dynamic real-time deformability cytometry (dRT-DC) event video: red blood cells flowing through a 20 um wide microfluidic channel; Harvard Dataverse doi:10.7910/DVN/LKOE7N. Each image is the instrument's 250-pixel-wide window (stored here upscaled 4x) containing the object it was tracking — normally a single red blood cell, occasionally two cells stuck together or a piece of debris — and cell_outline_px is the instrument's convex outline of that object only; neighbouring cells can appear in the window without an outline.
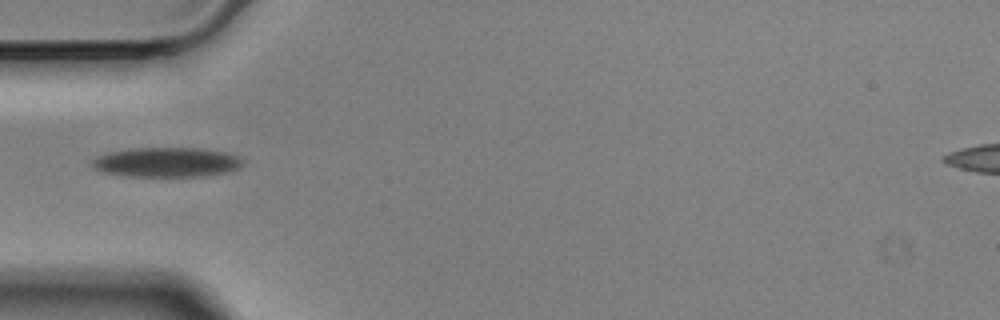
{"species": "Egyptian fruit bat (a non-hibernating species)", "species_latin": "Rousettus aegyptiacus", "temperature_condition": "cold", "stored_images_in_passage": 32, "camera_frame_rate_fps": 3000, "um_per_image_px": 0.085, "animal": {"sex": "male"}, "frame": {"image": 1, "passage_image": 1, "time_ms": 0.0, "image_size_px": [1000, 320], "cell_outline_px": [[244, 164], [240, 168], [228, 172], [204, 176], [128, 176], [104, 172], [96, 168], [92, 164], [92, 160], [96, 156], [108, 152], [132, 148], [200, 148], [224, 152], [240, 156], [244, 160]], "centroid_in_image_um": [14.22, 13.78], "position_along_channel_um": 70.8, "area_um2": 26.13}}
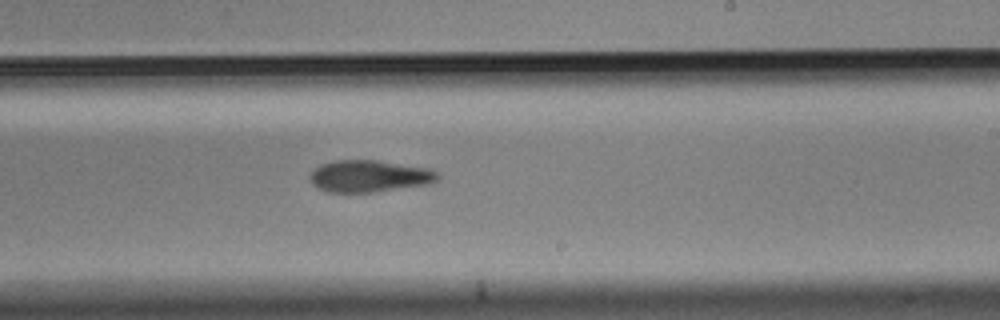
{"frame": {"image": 2, "passage_image": 17, "time_ms": 5.333, "image_size_px": [1000, 320], "cell_outline_px": [[440, 176], [432, 184], [372, 192], [328, 192], [316, 188], [312, 184], [308, 176], [320, 164], [336, 160], [380, 160], [432, 168], [440, 172]], "centroid_in_image_um": [31.44, 14.96], "position_along_channel_um": 257.6, "area_um2": 24.22}}
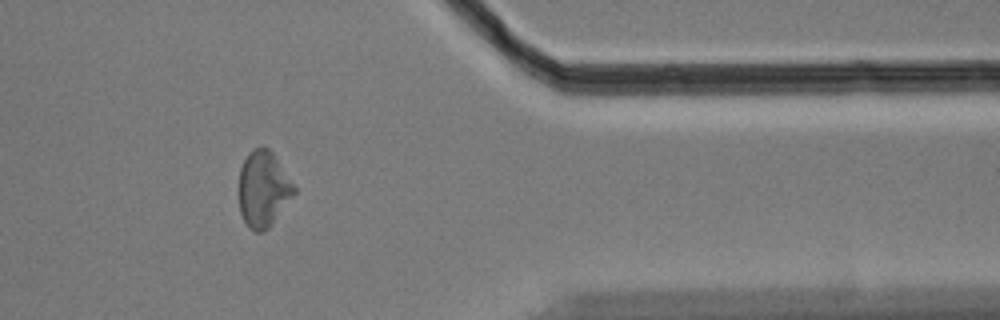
{"frame": {"image": 3, "passage_image": 30, "time_ms": 9.667, "image_size_px": [1000, 320], "cell_outline_px": [[296, 192], [268, 228], [264, 232], [256, 232], [248, 228], [240, 212], [236, 192], [240, 168], [248, 152], [252, 148], [268, 148], [272, 152], [296, 188]], "centroid_in_image_um": [22.32, 16.08], "position_along_channel_um": 389.1, "area_um2": 24.68}, "authors_computed_cell_mechanics": {"area_um2": 25.0852, "velocity_mm_per_s": 3.4904, "shape_relaxation_time_tau1_ms": null, "shape_relaxation_time_tau2_ms": 3.0594, "deformation_change_tau1": null, "deformation_change_tau2": 0.1064}}